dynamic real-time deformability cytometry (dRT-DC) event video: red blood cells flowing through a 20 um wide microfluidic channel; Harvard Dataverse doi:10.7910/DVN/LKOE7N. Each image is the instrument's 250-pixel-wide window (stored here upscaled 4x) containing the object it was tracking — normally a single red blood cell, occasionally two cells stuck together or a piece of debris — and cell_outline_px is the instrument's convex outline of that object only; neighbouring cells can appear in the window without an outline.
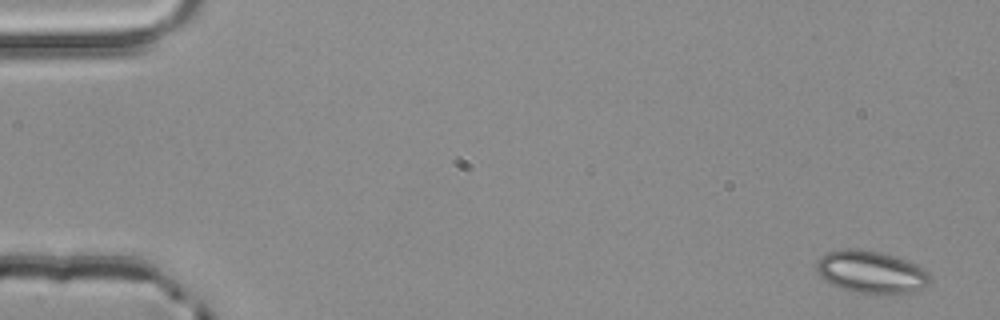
{"species": "common noctule bat (a hibernating species)", "species_latin": "Nyctalus noctula", "temperature_condition": "room temperature", "stored_images_in_passage": 3, "segment_of_instrument_passage": [2, 2], "camera_frame_rate_fps": 3000, "um_per_image_px": 0.085, "animal": {"sex": "male", "body_mass_g": 20.4}, "frame": {"image": 1, "passage_image": 3, "time_ms": 0.667, "image_size_px": [1000, 320], "cell_outline_px": [[932, 280], [924, 288], [912, 292], [856, 292], [840, 288], [824, 280], [820, 276], [816, 268], [816, 260], [820, 256], [828, 252], [844, 248], [856, 248], [880, 252], [916, 264], [928, 272]], "centroid_in_image_um": [74.01, 23.09], "position_along_channel_um": 11.0, "area_um2": 27.74}}